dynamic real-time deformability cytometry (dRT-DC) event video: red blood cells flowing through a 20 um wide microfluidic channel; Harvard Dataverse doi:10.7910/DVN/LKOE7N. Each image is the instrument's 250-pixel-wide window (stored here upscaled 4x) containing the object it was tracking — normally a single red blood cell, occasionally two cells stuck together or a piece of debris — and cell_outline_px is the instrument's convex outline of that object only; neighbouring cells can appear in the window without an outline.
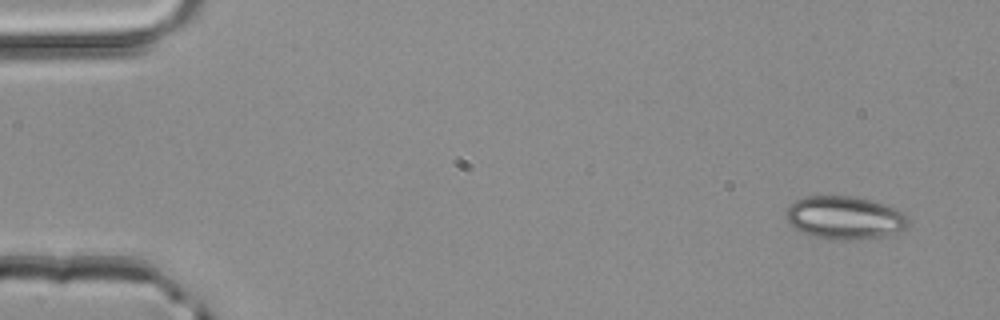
{"species": "common noctule bat (a hibernating species)", "species_latin": "Nyctalus noctula", "temperature_condition": "room temperature", "stored_images_in_passage": 3, "camera_frame_rate_fps": 3000, "um_per_image_px": 0.085, "animal": {"sex": "male", "body_mass_g": 20.4}, "frame": {"image": 1, "passage_image": 1, "time_ms": 0.0, "image_size_px": [1000, 320], "cell_outline_px": [[912, 224], [904, 232], [884, 236], [852, 240], [828, 240], [812, 236], [792, 228], [788, 224], [784, 216], [784, 212], [796, 200], [804, 196], [852, 196], [868, 200], [904, 212]], "centroid_in_image_um": [71.8, 18.54], "position_along_channel_um": 13.2, "area_um2": 31.21}}